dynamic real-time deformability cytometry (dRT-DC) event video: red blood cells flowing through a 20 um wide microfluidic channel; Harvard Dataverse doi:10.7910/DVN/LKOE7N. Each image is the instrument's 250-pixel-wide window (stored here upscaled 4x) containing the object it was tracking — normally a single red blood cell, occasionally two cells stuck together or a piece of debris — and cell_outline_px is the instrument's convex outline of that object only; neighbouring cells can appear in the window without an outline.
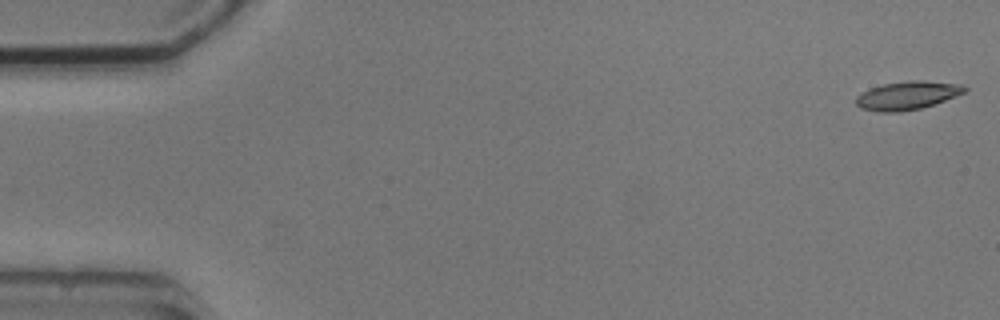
{"species": "common noctule bat (a hibernating species)", "species_latin": "Nyctalus noctula", "temperature_condition": "cold", "stored_images_in_passage": 5, "camera_frame_rate_fps": 3000, "um_per_image_px": 0.085, "animal": {"sex": "male", "body_mass_g": 20.5, "forearm_length_mm": 52.5}, "frame": {"image": 1, "passage_image": 1, "time_ms": 0.0, "image_size_px": [1000, 320], "cell_outline_px": [[968, 88], [964, 92], [944, 100], [920, 108], [900, 112], [880, 112], [860, 108], [856, 104], [856, 96], [872, 88], [884, 84], [908, 80], [924, 80], [960, 84]], "centroid_in_image_um": [77.11, 8.11], "position_along_channel_um": 7.9, "area_um2": 17.69}}
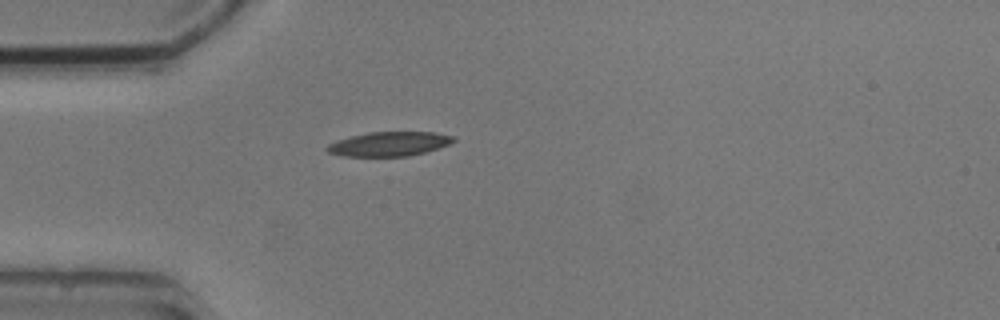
{"frame": {"image": 2, "passage_image": 5, "time_ms": 4.667, "image_size_px": [1000, 320], "cell_outline_px": [[456, 140], [448, 144], [424, 152], [408, 156], [340, 156], [328, 152], [324, 148], [328, 144], [336, 140], [368, 132], [436, 132], [456, 136]], "centroid_in_image_um": [33.06, 12.23], "position_along_channel_um": 51.9, "area_um2": 17.92}}